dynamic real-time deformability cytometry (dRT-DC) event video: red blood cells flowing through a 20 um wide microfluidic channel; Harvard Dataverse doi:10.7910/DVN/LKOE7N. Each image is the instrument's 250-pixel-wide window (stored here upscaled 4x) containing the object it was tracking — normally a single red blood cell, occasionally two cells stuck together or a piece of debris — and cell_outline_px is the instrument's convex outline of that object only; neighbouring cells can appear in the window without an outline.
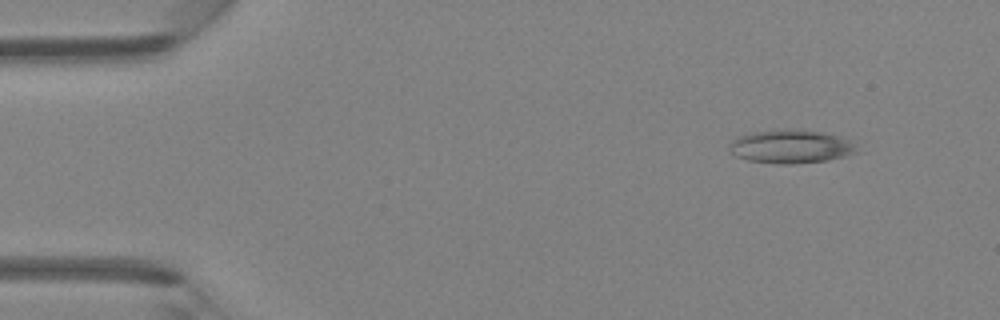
{"species": "Egyptian fruit bat (a non-hibernating species)", "species_latin": "Rousettus aegyptiacus", "temperature_condition": "room temperature", "stored_images_in_passage": 46, "camera_frame_rate_fps": 3000, "um_per_image_px": 0.085, "animal": {"sex": "female"}, "frame": {"image": 1, "passage_image": 5, "time_ms": 1.333, "image_size_px": [1000, 320], "cell_outline_px": [[864, 152], [848, 156], [828, 160], [792, 164], [776, 164], [748, 160], [736, 156], [732, 152], [732, 140], [736, 136], [752, 132], [784, 128], [804, 128], [824, 132], [840, 136], [852, 140]], "centroid_in_image_um": [67.36, 12.43], "position_along_channel_um": 17.6, "area_um2": 25.72}}
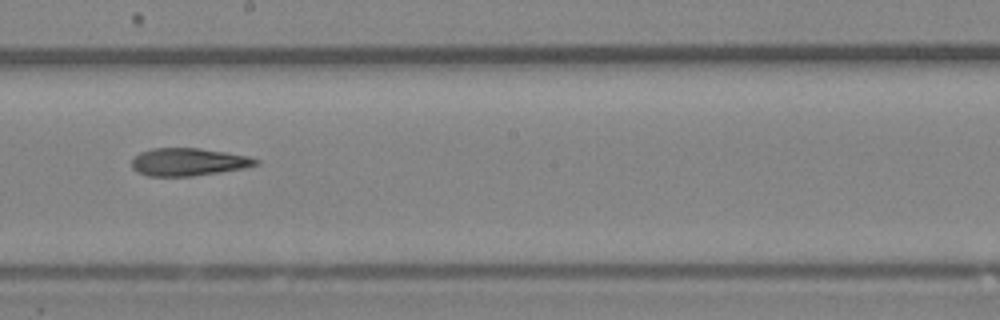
{"frame": {"image": 2, "passage_image": 26, "time_ms": 8.333, "image_size_px": [1000, 320], "cell_outline_px": [[260, 164], [244, 168], [220, 172], [192, 176], [148, 176], [136, 172], [132, 168], [132, 160], [140, 152], [152, 148], [200, 148], [248, 156], [260, 160]], "centroid_in_image_um": [16.01, 13.77], "position_along_channel_um": 232.2, "area_um2": 20.06}}
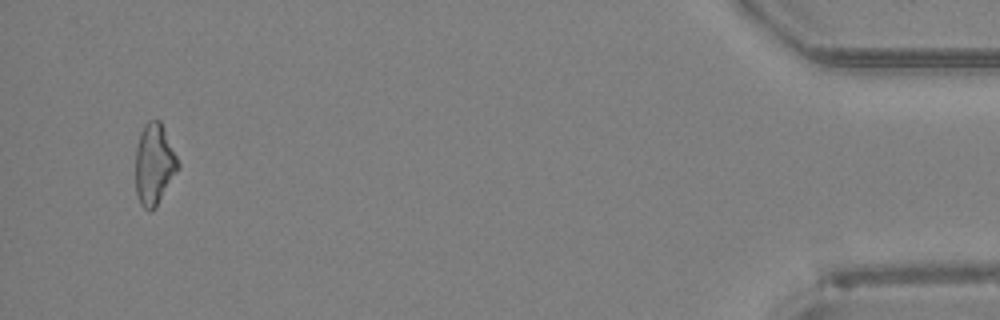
{"frame": {"image": 3, "passage_image": 44, "time_ms": 14.333, "image_size_px": [1000, 320], "cell_outline_px": [[180, 168], [156, 208], [148, 212], [140, 204], [136, 192], [136, 148], [140, 132], [144, 124], [148, 120], [160, 120], [164, 128], [180, 164]], "centroid_in_image_um": [13.12, 13.98], "position_along_channel_um": 422.1, "area_um2": 20.35}}